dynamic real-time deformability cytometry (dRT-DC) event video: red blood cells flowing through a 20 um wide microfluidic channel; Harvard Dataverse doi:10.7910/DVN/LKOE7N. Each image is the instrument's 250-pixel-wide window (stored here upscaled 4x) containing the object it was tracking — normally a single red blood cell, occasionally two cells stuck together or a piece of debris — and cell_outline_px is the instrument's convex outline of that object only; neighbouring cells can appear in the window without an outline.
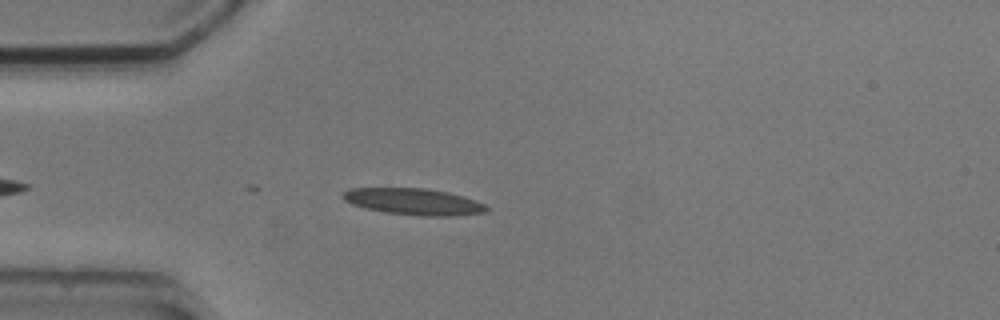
{"species": "common noctule bat (a hibernating species)", "species_latin": "Nyctalus noctula", "temperature_condition": "cold", "stored_images_in_passage": 3, "camera_frame_rate_fps": 3000, "um_per_image_px": 0.085, "animal": {"sex": "male", "body_mass_g": 20.5, "forearm_length_mm": 52.5}, "frame": {"image": 1, "passage_image": 2, "time_ms": 1.333, "image_size_px": [1000, 320], "cell_outline_px": [[488, 208], [484, 212], [452, 216], [420, 216], [388, 212], [364, 208], [352, 204], [344, 200], [340, 196], [348, 188], [424, 188], [448, 192], [464, 196], [476, 200], [484, 204]], "centroid_in_image_um": [35.14, 17.13], "position_along_channel_um": 49.9, "area_um2": 22.14}}